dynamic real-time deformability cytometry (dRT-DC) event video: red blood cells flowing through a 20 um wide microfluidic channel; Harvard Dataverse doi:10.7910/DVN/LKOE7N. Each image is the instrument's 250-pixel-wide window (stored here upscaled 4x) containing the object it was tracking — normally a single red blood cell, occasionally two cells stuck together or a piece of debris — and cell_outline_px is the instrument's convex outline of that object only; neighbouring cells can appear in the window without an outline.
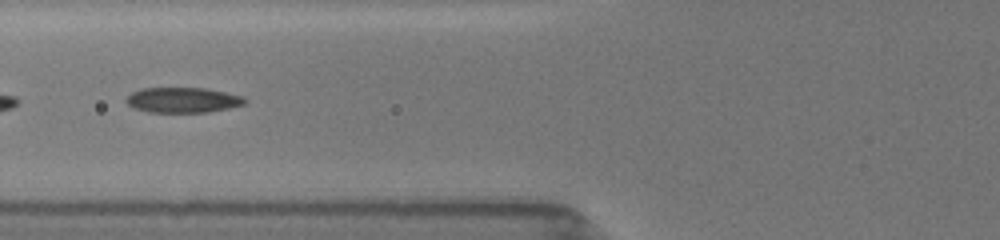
{"species": "common noctule bat (a hibernating species)", "species_latin": "Nyctalus noctula", "temperature_condition": "room temperature", "stored_images_in_passage": 73, "segment_of_instrument_passage": [2, 2], "camera_frame_rate_fps": 3000, "um_per_image_px": 0.085, "animal": {"sex": "female", "body_mass_g": 19.5, "forearm_length_mm": 54.1}, "frame": {"image": 1, "passage_image": 48, "time_ms": 7.0, "image_size_px": [1000, 240], "cell_outline_px": [[248, 100], [244, 104], [228, 108], [208, 112], [148, 112], [132, 108], [124, 100], [132, 92], [140, 88], [204, 88], [244, 96]], "centroid_in_image_um": [15.52, 8.5], "position_along_channel_um": 110.3, "area_um2": 17.51}}
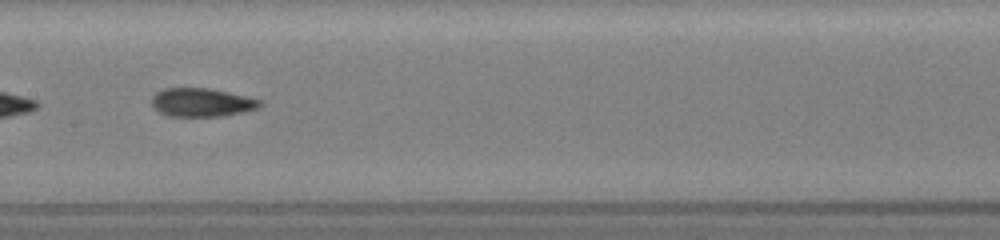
{"frame": {"image": 2, "passage_image": 66, "time_ms": 9.0, "image_size_px": [1000, 240], "cell_outline_px": [[264, 104], [256, 108], [240, 112], [220, 116], [168, 116], [152, 108], [152, 96], [156, 92], [164, 88], [208, 88], [228, 92], [260, 100]], "centroid_in_image_um": [17.09, 8.7], "position_along_channel_um": 190.3, "area_um2": 17.8}}